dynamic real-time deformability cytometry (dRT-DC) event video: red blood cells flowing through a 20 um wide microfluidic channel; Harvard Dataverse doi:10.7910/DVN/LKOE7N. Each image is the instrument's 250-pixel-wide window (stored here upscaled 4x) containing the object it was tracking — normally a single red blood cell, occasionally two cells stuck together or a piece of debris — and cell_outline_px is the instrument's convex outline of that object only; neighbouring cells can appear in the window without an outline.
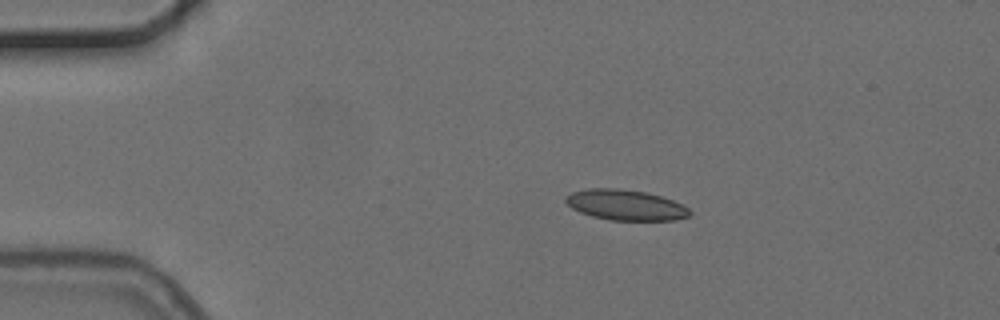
{"species": "common noctule bat (a hibernating species)", "species_latin": "Nyctalus noctula", "temperature_condition": "cold", "stored_images_in_passage": 4, "camera_frame_rate_fps": 3000, "um_per_image_px": 0.085, "animal": {"sex": "female", "body_mass_g": 24.6, "forearm_length_mm": 56.2}, "frame": {"image": 1, "passage_image": 1, "time_ms": 0.0, "image_size_px": [1000, 320], "cell_outline_px": [[692, 212], [688, 216], [676, 220], [608, 220], [592, 216], [580, 212], [572, 208], [564, 200], [564, 196], [572, 192], [588, 188], [620, 188], [648, 192], [672, 200], [688, 208]], "centroid_in_image_um": [53.15, 17.41], "position_along_channel_um": 31.9, "area_um2": 22.14}}
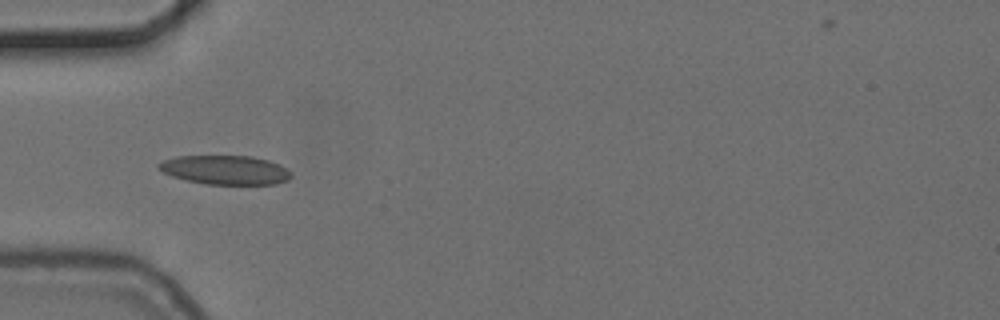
{"frame": {"image": 2, "passage_image": 3, "time_ms": 2.333, "image_size_px": [1000, 320], "cell_outline_px": [[292, 176], [288, 180], [276, 184], [204, 184], [172, 176], [156, 168], [156, 164], [164, 160], [176, 156], [252, 156], [268, 160], [280, 164], [292, 172]], "centroid_in_image_um": [19.16, 14.44], "position_along_channel_um": 65.8, "area_um2": 22.54}}